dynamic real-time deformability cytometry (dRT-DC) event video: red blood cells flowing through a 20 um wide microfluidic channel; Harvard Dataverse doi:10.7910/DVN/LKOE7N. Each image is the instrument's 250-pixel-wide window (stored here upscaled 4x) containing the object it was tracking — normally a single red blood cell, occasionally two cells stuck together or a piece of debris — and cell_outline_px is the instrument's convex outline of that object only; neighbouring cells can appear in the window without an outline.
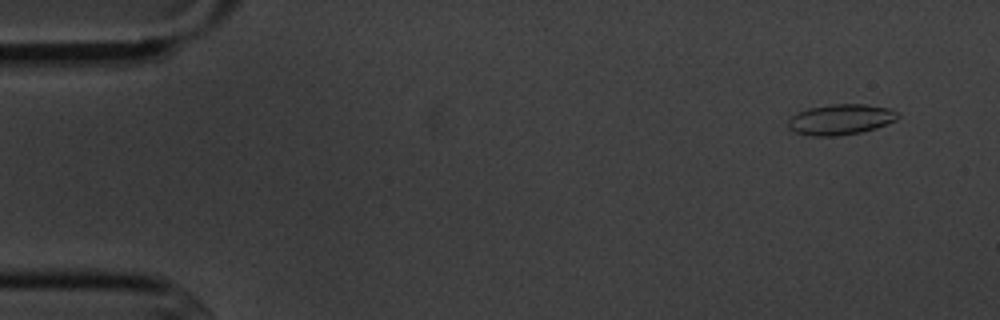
{"species": "common noctule bat (a hibernating species)", "species_latin": "Nyctalus noctula", "temperature_condition": "cold", "stored_images_in_passage": 3, "camera_frame_rate_fps": 3000, "um_per_image_px": 0.085, "animal": {"sex": "male", "body_mass_g": 20.1, "forearm_length_mm": 53.5}, "frame": {"image": 1, "passage_image": 1, "time_ms": 0.0, "image_size_px": [1000, 320], "cell_outline_px": [[900, 116], [896, 120], [876, 128], [860, 132], [836, 136], [812, 136], [796, 132], [788, 128], [788, 116], [808, 108], [832, 104], [864, 104], [892, 108]], "centroid_in_image_um": [71.44, 10.15], "position_along_channel_um": 13.6, "area_um2": 19.65}}